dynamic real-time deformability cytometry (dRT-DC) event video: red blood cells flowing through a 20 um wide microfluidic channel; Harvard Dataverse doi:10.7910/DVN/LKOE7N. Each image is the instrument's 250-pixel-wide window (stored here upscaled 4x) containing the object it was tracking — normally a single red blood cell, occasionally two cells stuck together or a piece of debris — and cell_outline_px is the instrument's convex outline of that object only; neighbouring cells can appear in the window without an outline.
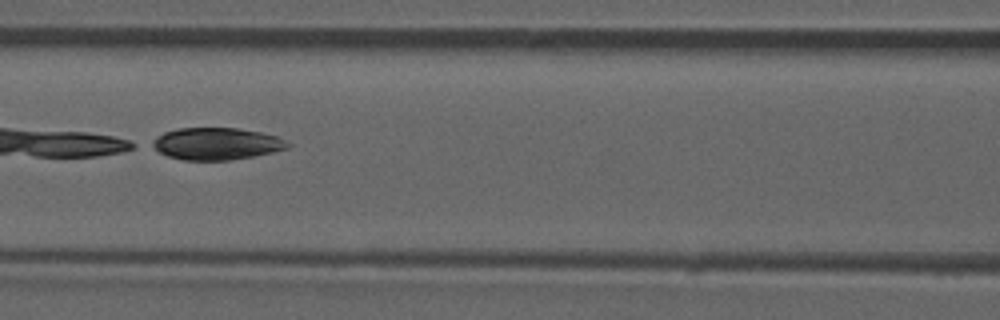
{"species": "common noctule bat (a hibernating species)", "species_latin": "Nyctalus noctula", "temperature_condition": "room temperature", "stored_images_in_passage": 10, "camera_frame_rate_fps": 3000, "um_per_image_px": 0.085, "animal": {"sex": "male", "forearm_length_mm": 52.5}, "frame": {"image": 1, "passage_image": 6, "time_ms": 6.0, "image_size_px": [1000, 320], "cell_outline_px": [[292, 144], [288, 148], [272, 152], [252, 156], [228, 160], [184, 160], [168, 156], [160, 152], [148, 144], [156, 136], [164, 132], [176, 128], [236, 128], [260, 132], [276, 136]], "centroid_in_image_um": [18.36, 12.21], "position_along_channel_um": 148.2, "area_um2": 25.26}}